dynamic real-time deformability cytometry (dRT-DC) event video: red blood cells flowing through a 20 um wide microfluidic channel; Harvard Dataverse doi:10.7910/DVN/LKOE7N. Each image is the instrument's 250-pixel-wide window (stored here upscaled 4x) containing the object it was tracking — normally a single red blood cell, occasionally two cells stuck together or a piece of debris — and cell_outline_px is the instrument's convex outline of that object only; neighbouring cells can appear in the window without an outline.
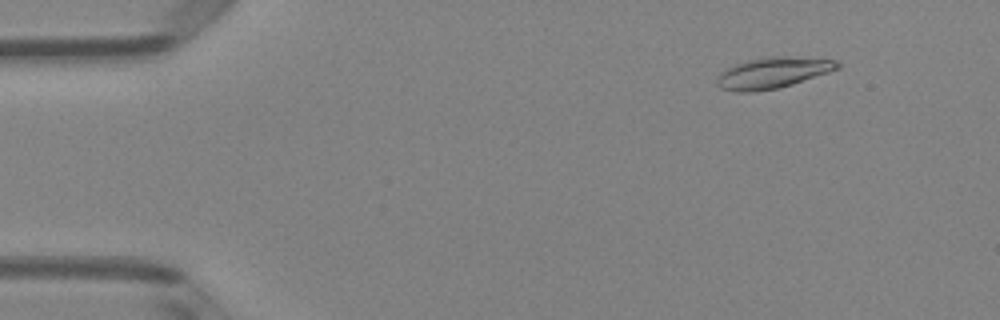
{"species": "Egyptian fruit bat (a non-hibernating species)", "species_latin": "Rousettus aegyptiacus", "temperature_condition": "room temperature", "stored_images_in_passage": 51, "camera_frame_rate_fps": 3000, "um_per_image_px": 0.085, "animal": {"sex": "female"}, "frame": {"image": 1, "passage_image": 6, "time_ms": 1.667, "image_size_px": [1000, 320], "cell_outline_px": [[840, 68], [780, 88], [756, 92], [736, 92], [720, 88], [716, 84], [716, 80], [720, 72], [736, 64], [748, 60], [772, 56], [784, 56], [836, 60], [840, 64]], "centroid_in_image_um": [65.65, 6.2], "position_along_channel_um": 19.3, "area_um2": 21.68}}
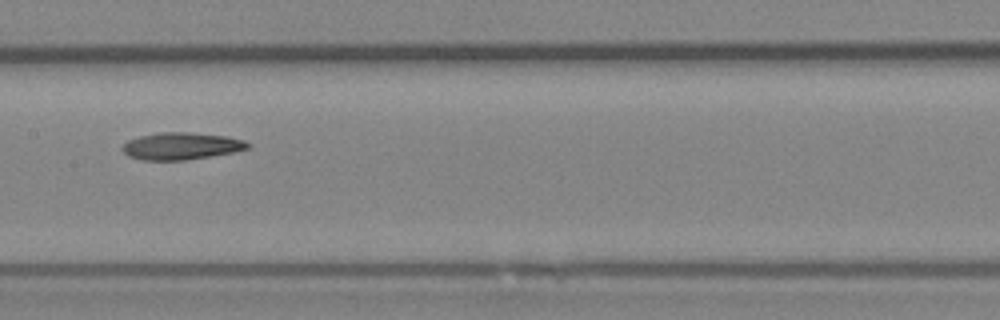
{"frame": {"image": 2, "passage_image": 26, "time_ms": 8.333, "image_size_px": [1000, 320], "cell_outline_px": [[252, 144], [248, 148], [236, 152], [184, 160], [140, 160], [128, 156], [120, 148], [128, 140], [140, 136], [160, 132], [188, 132], [228, 136], [244, 140]], "centroid_in_image_um": [15.42, 12.41], "position_along_channel_um": 192.0, "area_um2": 19.94}}
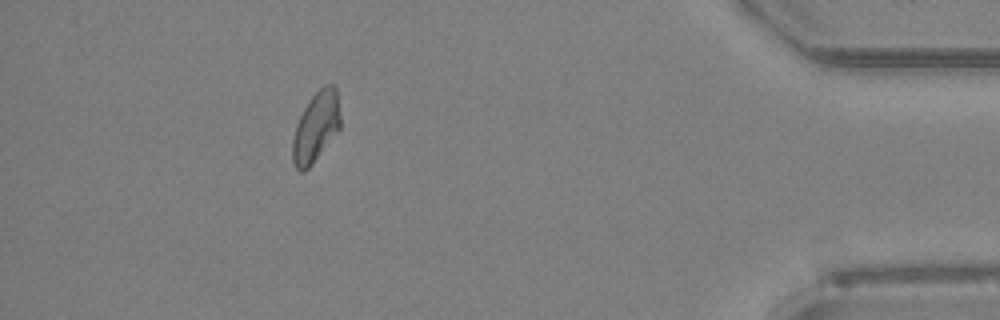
{"frame": {"image": 3, "passage_image": 46, "time_ms": 15.0, "image_size_px": [1000, 320], "cell_outline_px": [[340, 128], [312, 164], [304, 172], [300, 172], [296, 168], [292, 160], [292, 140], [296, 124], [304, 108], [312, 96], [324, 84], [336, 84], [340, 116]], "centroid_in_image_um": [26.85, 10.78], "position_along_channel_um": 408.4, "area_um2": 19.48}, "authors_computed_cell_mechanics": {"area_um2": 19.941, "velocity_mm_per_s": 4.0182, "shape_relaxation_time_tau1_ms": 6.8056, "shape_relaxation_time_tau2_ms": 9.0418, "deformation_change_tau1": 0.1846, "deformation_change_tau2": 0.1331}}